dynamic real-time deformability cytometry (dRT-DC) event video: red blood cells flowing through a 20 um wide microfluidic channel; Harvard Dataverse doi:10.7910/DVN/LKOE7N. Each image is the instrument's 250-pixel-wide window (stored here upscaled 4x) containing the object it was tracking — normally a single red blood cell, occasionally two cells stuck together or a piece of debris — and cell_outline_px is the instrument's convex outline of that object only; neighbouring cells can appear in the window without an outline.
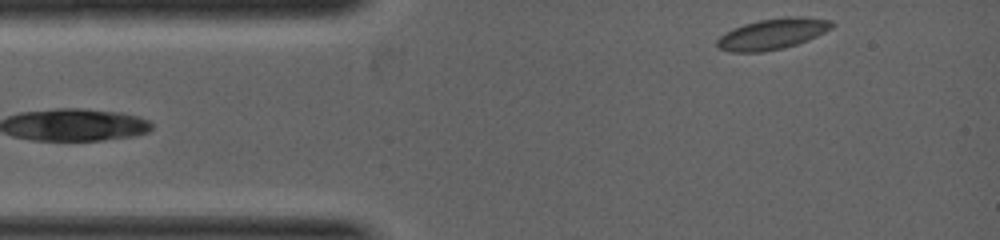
{"species": "common noctule bat (a hibernating species)", "species_latin": "Nyctalus noctula", "temperature_condition": "warm", "stored_images_in_passage": 4, "segment_of_instrument_passage": [2, 2], "camera_frame_rate_fps": 5000, "um_per_image_px": 0.085, "animal": {"sex": "female", "body_mass_g": 19.0, "forearm_length_mm": 53.3}, "frame": {"image": 1, "passage_image": 4, "time_ms": 1.2, "image_size_px": [1000, 240], "cell_outline_px": [[836, 24], [832, 28], [808, 40], [784, 48], [764, 52], [728, 52], [716, 48], [716, 40], [724, 32], [732, 28], [744, 24], [760, 20], [784, 16], [800, 16], [832, 20]], "centroid_in_image_um": [65.64, 2.88], "position_along_channel_um": 19.4, "area_um2": 20.98}}